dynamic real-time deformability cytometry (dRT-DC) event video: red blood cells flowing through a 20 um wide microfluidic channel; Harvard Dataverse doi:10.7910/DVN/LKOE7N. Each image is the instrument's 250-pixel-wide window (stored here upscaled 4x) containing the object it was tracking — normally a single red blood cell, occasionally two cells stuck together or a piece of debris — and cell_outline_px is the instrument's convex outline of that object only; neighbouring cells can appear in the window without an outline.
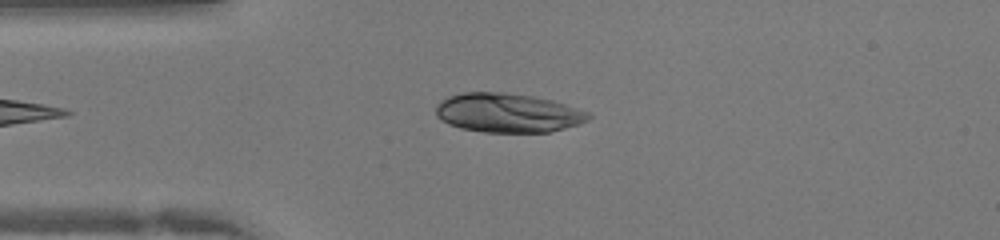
{"species": "human", "species_latin": "Homo sapiens", "temperature_condition": "warm", "stored_images_in_passage": 36, "camera_frame_rate_fps": 3000, "um_per_image_px": 0.085, "donor": {"sex": "female"}, "frame": {"image": 1, "passage_image": 5, "time_ms": 1.333, "image_size_px": [1000, 240], "cell_outline_px": [[592, 116], [588, 120], [564, 128], [548, 132], [484, 132], [460, 128], [448, 124], [436, 116], [436, 104], [440, 100], [448, 96], [464, 92], [500, 92], [532, 96], [552, 100], [592, 112]], "centroid_in_image_um": [43.15, 9.59], "position_along_channel_um": 41.8, "area_um2": 34.91}}
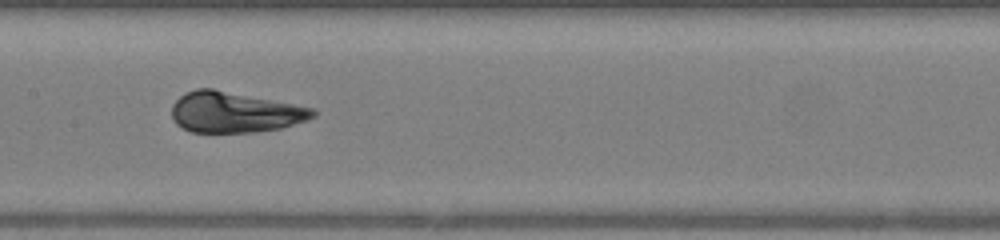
{"frame": {"image": 2, "passage_image": 15, "time_ms": 4.667, "image_size_px": [1000, 240], "cell_outline_px": [[316, 116], [308, 120], [280, 128], [256, 132], [192, 132], [176, 124], [172, 120], [172, 104], [184, 92], [196, 88], [212, 88], [316, 108]], "centroid_in_image_um": [19.95, 9.53], "position_along_channel_um": 187.4, "area_um2": 33.7}}
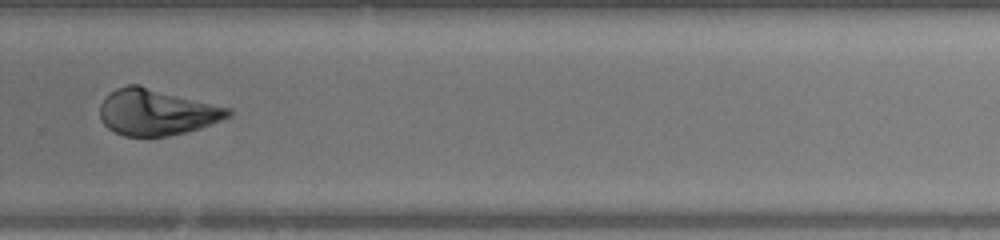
{"frame": {"image": 3, "passage_image": 23, "time_ms": 7.333, "image_size_px": [1000, 240], "cell_outline_px": [[232, 116], [200, 128], [188, 132], [164, 136], [124, 136], [108, 128], [100, 120], [100, 104], [116, 88], [128, 84], [140, 84], [232, 108]], "centroid_in_image_um": [13.35, 9.52], "position_along_channel_um": 316.5, "area_um2": 34.8}}